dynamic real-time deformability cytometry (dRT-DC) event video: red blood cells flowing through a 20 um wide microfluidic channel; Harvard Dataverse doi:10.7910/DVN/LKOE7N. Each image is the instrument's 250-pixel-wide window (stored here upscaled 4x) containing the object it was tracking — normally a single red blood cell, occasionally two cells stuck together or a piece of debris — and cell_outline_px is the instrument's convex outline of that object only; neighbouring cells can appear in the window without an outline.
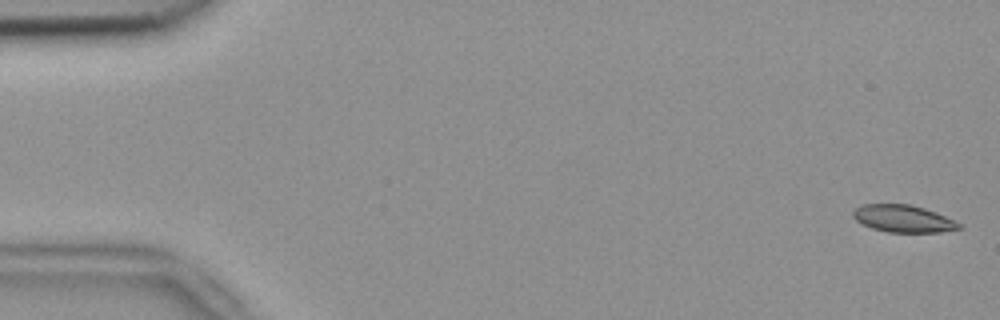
{"species": "common noctule bat (a hibernating species)", "species_latin": "Nyctalus noctula", "temperature_condition": "room temperature", "stored_images_in_passage": 20, "camera_frame_rate_fps": 3000, "um_per_image_px": 0.085, "animal": {"sex": "female", "body_mass_g": 18.4}, "frame": {"image": 1, "passage_image": 1, "time_ms": 0.0, "image_size_px": [1000, 320], "cell_outline_px": [[964, 228], [940, 232], [888, 232], [872, 228], [856, 220], [852, 216], [852, 212], [860, 204], [908, 204], [924, 208], [936, 212], [960, 224]], "centroid_in_image_um": [76.76, 18.58], "position_along_channel_um": 8.2, "area_um2": 16.7}}
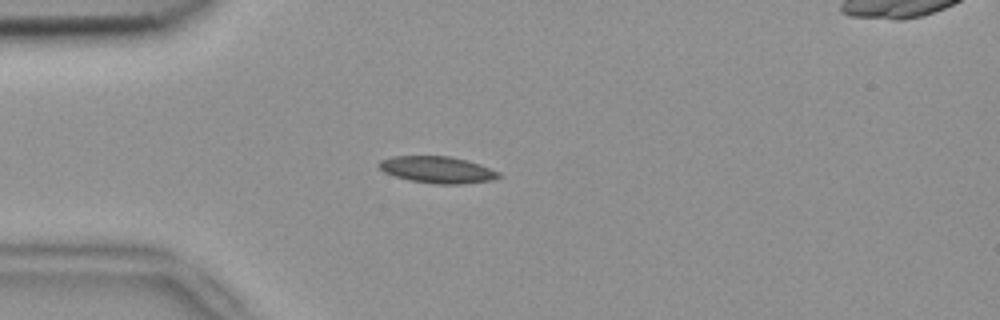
{"frame": {"image": 2, "passage_image": 14, "time_ms": 4.333, "image_size_px": [1000, 320], "cell_outline_px": [[504, 176], [492, 180], [460, 184], [436, 184], [408, 180], [384, 172], [380, 168], [380, 160], [392, 156], [452, 156], [468, 160], [480, 164], [500, 172]], "centroid_in_image_um": [37.23, 14.42], "position_along_channel_um": 47.8, "area_um2": 18.73}}